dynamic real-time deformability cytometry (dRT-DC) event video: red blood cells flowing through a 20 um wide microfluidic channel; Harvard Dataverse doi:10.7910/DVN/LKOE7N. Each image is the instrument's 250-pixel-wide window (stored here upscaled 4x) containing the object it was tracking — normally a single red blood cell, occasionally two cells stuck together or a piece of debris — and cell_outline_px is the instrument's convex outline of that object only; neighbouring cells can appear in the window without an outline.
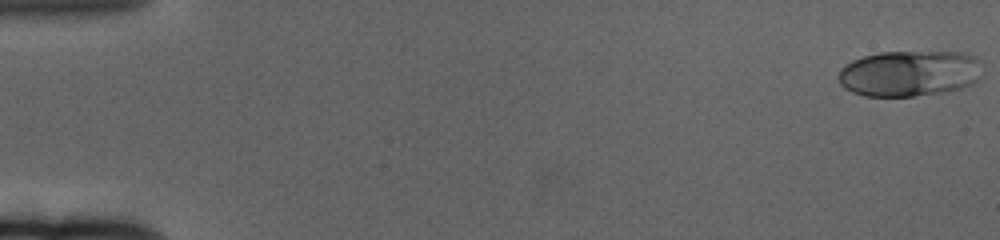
{"species": "human", "species_latin": "Homo sapiens", "temperature_condition": "cold", "stored_images_in_passage": 61, "camera_frame_rate_fps": 3000, "um_per_image_px": 0.085, "donor": {"sex": "female"}, "frame": {"image": 1, "passage_image": 1, "time_ms": 0.0, "image_size_px": [1000, 240], "cell_outline_px": [[980, 80], [972, 84], [948, 92], [912, 96], [864, 96], [852, 92], [844, 88], [840, 84], [840, 68], [852, 60], [864, 56], [880, 52], [964, 52], [976, 56]], "centroid_in_image_um": [77.29, 6.24], "position_along_channel_um": 7.7, "area_um2": 38.55}}
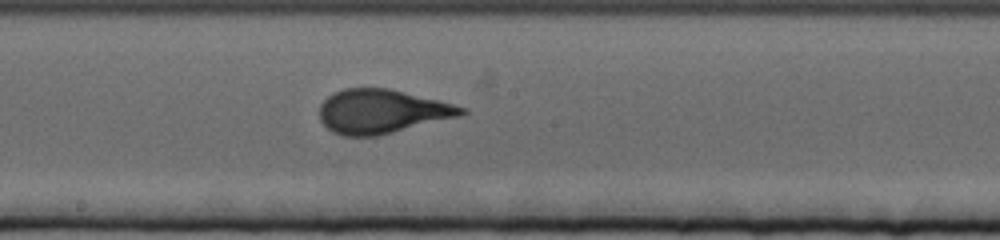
{"frame": {"image": 2, "passage_image": 34, "time_ms": 11.0, "image_size_px": [1000, 240], "cell_outline_px": [[468, 112], [460, 116], [376, 136], [344, 136], [332, 132], [320, 120], [320, 104], [328, 96], [344, 88], [388, 88], [440, 100], [464, 108]], "centroid_in_image_um": [32.44, 9.47], "position_along_channel_um": 215.8, "area_um2": 36.13}}
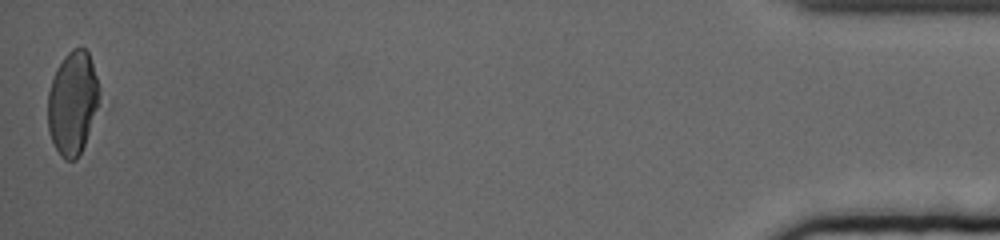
{"frame": {"image": 3, "passage_image": 61, "time_ms": 20.0, "image_size_px": [1000, 240], "cell_outline_px": [[112, 104], [76, 160], [64, 160], [60, 156], [52, 140], [48, 128], [48, 92], [56, 68], [64, 56], [72, 48], [84, 48], [88, 52]], "centroid_in_image_um": [6.42, 8.79], "position_along_channel_um": 428.8, "area_um2": 34.85}, "authors_computed_cell_mechanics": {"area_um2": 36.0094, "velocity_mm_per_s": 3.3204, "shape_relaxation_time_tau1_ms": 4.9888, "shape_relaxation_time_tau2_ms": null, "deformation_change_tau1": 0.1649, "deformation_change_tau2": null}}